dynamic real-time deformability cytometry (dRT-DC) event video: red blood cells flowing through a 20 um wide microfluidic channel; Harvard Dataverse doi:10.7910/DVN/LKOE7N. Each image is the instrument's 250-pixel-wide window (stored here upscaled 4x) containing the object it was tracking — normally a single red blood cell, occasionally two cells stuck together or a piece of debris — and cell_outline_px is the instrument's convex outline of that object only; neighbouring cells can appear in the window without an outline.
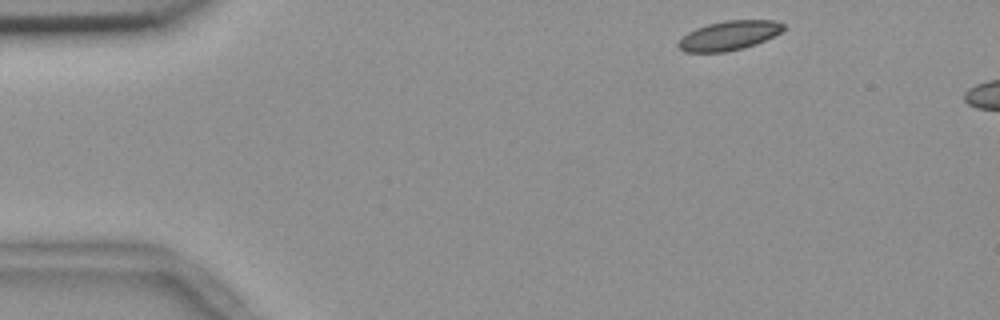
{"species": "common noctule bat (a hibernating species)", "species_latin": "Nyctalus noctula", "temperature_condition": "room temperature", "stored_images_in_passage": 6, "camera_frame_rate_fps": 3000, "um_per_image_px": 0.085, "animal": {"sex": "female", "body_mass_g": 18.4}, "frame": {"image": 1, "passage_image": 1, "time_ms": 0.0, "image_size_px": [1000, 320], "cell_outline_px": [[784, 28], [780, 32], [756, 44], [744, 48], [724, 52], [684, 52], [676, 44], [688, 32], [696, 28], [708, 24], [724, 20], [776, 20], [784, 24]], "centroid_in_image_um": [61.96, 3.01], "position_along_channel_um": 23.0, "area_um2": 17.86}}